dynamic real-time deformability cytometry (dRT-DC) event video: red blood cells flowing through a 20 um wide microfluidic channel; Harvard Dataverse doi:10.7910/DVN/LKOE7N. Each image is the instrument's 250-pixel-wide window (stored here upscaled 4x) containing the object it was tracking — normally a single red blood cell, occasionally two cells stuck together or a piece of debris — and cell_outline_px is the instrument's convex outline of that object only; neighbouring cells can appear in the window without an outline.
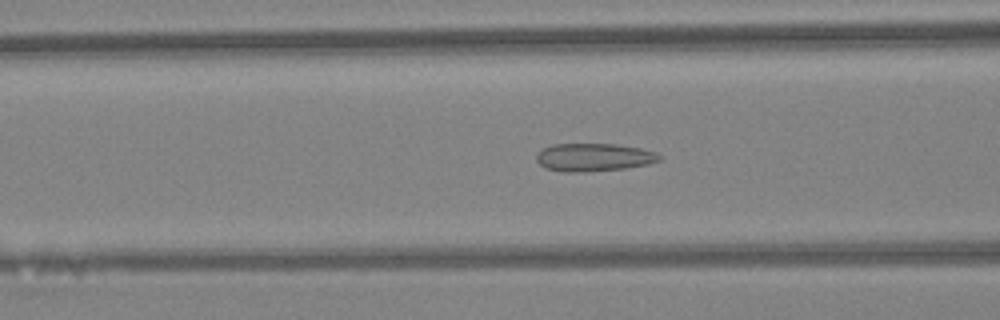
{"species": "Egyptian fruit bat (a non-hibernating species)", "species_latin": "Rousettus aegyptiacus", "temperature_condition": "warm", "stored_images_in_passage": 26, "camera_frame_rate_fps": 3000, "um_per_image_px": 0.085, "animal": {"sex": "female"}, "frame": {"image": 1, "passage_image": 7, "time_ms": 2.0, "image_size_px": [1000, 320], "cell_outline_px": [[664, 156], [660, 160], [648, 164], [624, 168], [584, 172], [564, 172], [544, 168], [536, 160], [536, 156], [544, 148], [552, 144], [616, 144], [640, 148], [656, 152]], "centroid_in_image_um": [50.49, 13.37], "position_along_channel_um": 116.1, "area_um2": 20.06}}
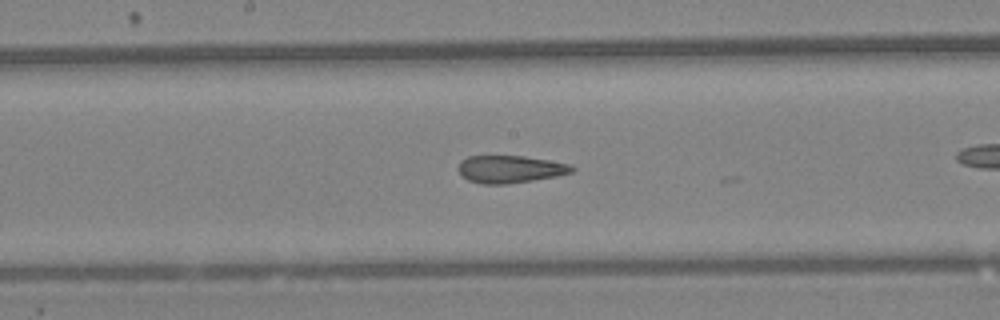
{"frame": {"image": 2, "passage_image": 13, "time_ms": 4.0, "image_size_px": [1000, 320], "cell_outline_px": [[576, 168], [572, 172], [556, 176], [532, 180], [504, 184], [480, 184], [468, 180], [456, 168], [460, 160], [468, 156], [524, 156], [548, 160], [568, 164]], "centroid_in_image_um": [43.32, 14.37], "position_along_channel_um": 204.9, "area_um2": 18.09}}
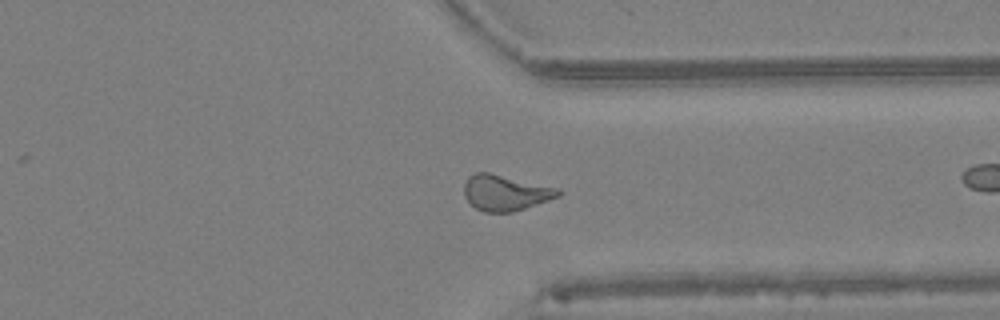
{"frame": {"image": 3, "passage_image": 24, "time_ms": 7.667, "image_size_px": [1000, 320], "cell_outline_px": [[564, 192], [560, 196], [512, 212], [484, 212], [476, 208], [464, 196], [464, 184], [468, 176], [476, 172], [488, 172], [556, 188]], "centroid_in_image_um": [42.93, 16.38], "position_along_channel_um": 368.5, "area_um2": 19.31}}